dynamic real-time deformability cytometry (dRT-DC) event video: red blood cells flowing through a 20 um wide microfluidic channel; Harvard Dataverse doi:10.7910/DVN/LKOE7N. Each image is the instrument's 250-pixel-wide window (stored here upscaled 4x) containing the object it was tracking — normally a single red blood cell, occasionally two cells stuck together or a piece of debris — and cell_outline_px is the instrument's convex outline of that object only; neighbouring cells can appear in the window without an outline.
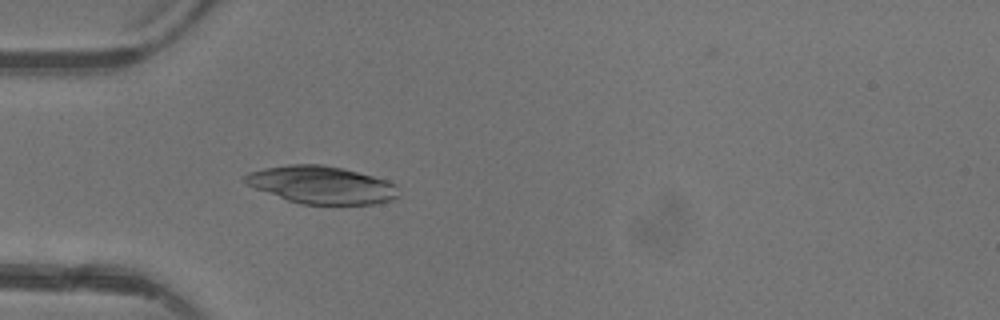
{"species": "common noctule bat (a hibernating species)", "species_latin": "Nyctalus noctula", "temperature_condition": "warm", "stored_images_in_passage": 2, "camera_frame_rate_fps": 3000, "um_per_image_px": 0.085, "animal": {"sex": "female"}, "frame": {"image": 1, "passage_image": 2, "time_ms": 1.333, "image_size_px": [1000, 320], "cell_outline_px": [[400, 196], [392, 200], [376, 204], [300, 204], [288, 200], [256, 188], [248, 184], [244, 180], [244, 176], [248, 172], [264, 168], [288, 164], [324, 164], [344, 168], [388, 180], [396, 184]], "centroid_in_image_um": [27.39, 15.71], "position_along_channel_um": 57.6, "area_um2": 33.76}}